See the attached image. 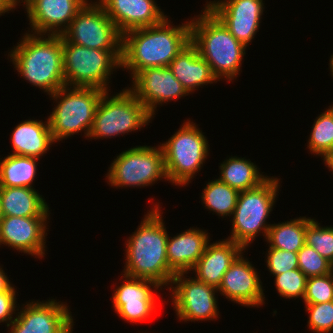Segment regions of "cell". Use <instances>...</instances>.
<instances>
[{
  "label": "cell",
  "instance_id": "cell-42",
  "mask_svg": "<svg viewBox=\"0 0 333 333\" xmlns=\"http://www.w3.org/2000/svg\"><path fill=\"white\" fill-rule=\"evenodd\" d=\"M17 7L18 6H22L21 5V2L23 1V0H11Z\"/></svg>",
  "mask_w": 333,
  "mask_h": 333
},
{
  "label": "cell",
  "instance_id": "cell-31",
  "mask_svg": "<svg viewBox=\"0 0 333 333\" xmlns=\"http://www.w3.org/2000/svg\"><path fill=\"white\" fill-rule=\"evenodd\" d=\"M305 244L333 263V226H321L313 219L306 226Z\"/></svg>",
  "mask_w": 333,
  "mask_h": 333
},
{
  "label": "cell",
  "instance_id": "cell-10",
  "mask_svg": "<svg viewBox=\"0 0 333 333\" xmlns=\"http://www.w3.org/2000/svg\"><path fill=\"white\" fill-rule=\"evenodd\" d=\"M113 188H141L167 179L163 150L160 145H139L122 151L110 164L105 174Z\"/></svg>",
  "mask_w": 333,
  "mask_h": 333
},
{
  "label": "cell",
  "instance_id": "cell-27",
  "mask_svg": "<svg viewBox=\"0 0 333 333\" xmlns=\"http://www.w3.org/2000/svg\"><path fill=\"white\" fill-rule=\"evenodd\" d=\"M39 158L9 154L0 158V187L34 188Z\"/></svg>",
  "mask_w": 333,
  "mask_h": 333
},
{
  "label": "cell",
  "instance_id": "cell-35",
  "mask_svg": "<svg viewBox=\"0 0 333 333\" xmlns=\"http://www.w3.org/2000/svg\"><path fill=\"white\" fill-rule=\"evenodd\" d=\"M309 314L307 326L314 333H331L333 331V301L319 304H305Z\"/></svg>",
  "mask_w": 333,
  "mask_h": 333
},
{
  "label": "cell",
  "instance_id": "cell-16",
  "mask_svg": "<svg viewBox=\"0 0 333 333\" xmlns=\"http://www.w3.org/2000/svg\"><path fill=\"white\" fill-rule=\"evenodd\" d=\"M128 88L155 117L158 105L190 95L169 67H154L139 71ZM163 103V104H162Z\"/></svg>",
  "mask_w": 333,
  "mask_h": 333
},
{
  "label": "cell",
  "instance_id": "cell-8",
  "mask_svg": "<svg viewBox=\"0 0 333 333\" xmlns=\"http://www.w3.org/2000/svg\"><path fill=\"white\" fill-rule=\"evenodd\" d=\"M62 52L65 85L110 91L111 74L121 68L122 49L82 47L62 37Z\"/></svg>",
  "mask_w": 333,
  "mask_h": 333
},
{
  "label": "cell",
  "instance_id": "cell-18",
  "mask_svg": "<svg viewBox=\"0 0 333 333\" xmlns=\"http://www.w3.org/2000/svg\"><path fill=\"white\" fill-rule=\"evenodd\" d=\"M48 220L50 217L1 216L0 247L3 244L10 249L42 259L46 256Z\"/></svg>",
  "mask_w": 333,
  "mask_h": 333
},
{
  "label": "cell",
  "instance_id": "cell-37",
  "mask_svg": "<svg viewBox=\"0 0 333 333\" xmlns=\"http://www.w3.org/2000/svg\"><path fill=\"white\" fill-rule=\"evenodd\" d=\"M16 290L13 286L10 290L0 293V323H6L5 327H8L17 315L19 304L16 300Z\"/></svg>",
  "mask_w": 333,
  "mask_h": 333
},
{
  "label": "cell",
  "instance_id": "cell-26",
  "mask_svg": "<svg viewBox=\"0 0 333 333\" xmlns=\"http://www.w3.org/2000/svg\"><path fill=\"white\" fill-rule=\"evenodd\" d=\"M219 179L239 192L253 189L263 183L269 176L260 172V168L245 157L231 156L219 166Z\"/></svg>",
  "mask_w": 333,
  "mask_h": 333
},
{
  "label": "cell",
  "instance_id": "cell-5",
  "mask_svg": "<svg viewBox=\"0 0 333 333\" xmlns=\"http://www.w3.org/2000/svg\"><path fill=\"white\" fill-rule=\"evenodd\" d=\"M104 92L96 87L65 85L49 95L56 104L48 116L55 143L82 131L88 139L97 105Z\"/></svg>",
  "mask_w": 333,
  "mask_h": 333
},
{
  "label": "cell",
  "instance_id": "cell-39",
  "mask_svg": "<svg viewBox=\"0 0 333 333\" xmlns=\"http://www.w3.org/2000/svg\"><path fill=\"white\" fill-rule=\"evenodd\" d=\"M17 6L11 0H0V16L9 11H14ZM14 9V10H13Z\"/></svg>",
  "mask_w": 333,
  "mask_h": 333
},
{
  "label": "cell",
  "instance_id": "cell-40",
  "mask_svg": "<svg viewBox=\"0 0 333 333\" xmlns=\"http://www.w3.org/2000/svg\"><path fill=\"white\" fill-rule=\"evenodd\" d=\"M324 161V164L326 167H328V170L332 171L333 174V159H322Z\"/></svg>",
  "mask_w": 333,
  "mask_h": 333
},
{
  "label": "cell",
  "instance_id": "cell-13",
  "mask_svg": "<svg viewBox=\"0 0 333 333\" xmlns=\"http://www.w3.org/2000/svg\"><path fill=\"white\" fill-rule=\"evenodd\" d=\"M67 305L54 298L22 303L7 333H73L74 316Z\"/></svg>",
  "mask_w": 333,
  "mask_h": 333
},
{
  "label": "cell",
  "instance_id": "cell-20",
  "mask_svg": "<svg viewBox=\"0 0 333 333\" xmlns=\"http://www.w3.org/2000/svg\"><path fill=\"white\" fill-rule=\"evenodd\" d=\"M123 35L161 23L167 15L155 0H97Z\"/></svg>",
  "mask_w": 333,
  "mask_h": 333
},
{
  "label": "cell",
  "instance_id": "cell-22",
  "mask_svg": "<svg viewBox=\"0 0 333 333\" xmlns=\"http://www.w3.org/2000/svg\"><path fill=\"white\" fill-rule=\"evenodd\" d=\"M206 230L190 227L167 240V259L170 269L175 273H191V269L203 255L211 240ZM210 239V240H209Z\"/></svg>",
  "mask_w": 333,
  "mask_h": 333
},
{
  "label": "cell",
  "instance_id": "cell-2",
  "mask_svg": "<svg viewBox=\"0 0 333 333\" xmlns=\"http://www.w3.org/2000/svg\"><path fill=\"white\" fill-rule=\"evenodd\" d=\"M160 202L153 203L143 220L126 240L123 273L137 278L150 279L167 289L176 275L168 265V233L163 221Z\"/></svg>",
  "mask_w": 333,
  "mask_h": 333
},
{
  "label": "cell",
  "instance_id": "cell-15",
  "mask_svg": "<svg viewBox=\"0 0 333 333\" xmlns=\"http://www.w3.org/2000/svg\"><path fill=\"white\" fill-rule=\"evenodd\" d=\"M263 0H207L205 6L225 25L229 32L249 48L259 31L265 11Z\"/></svg>",
  "mask_w": 333,
  "mask_h": 333
},
{
  "label": "cell",
  "instance_id": "cell-19",
  "mask_svg": "<svg viewBox=\"0 0 333 333\" xmlns=\"http://www.w3.org/2000/svg\"><path fill=\"white\" fill-rule=\"evenodd\" d=\"M88 0H23L34 34L62 35Z\"/></svg>",
  "mask_w": 333,
  "mask_h": 333
},
{
  "label": "cell",
  "instance_id": "cell-23",
  "mask_svg": "<svg viewBox=\"0 0 333 333\" xmlns=\"http://www.w3.org/2000/svg\"><path fill=\"white\" fill-rule=\"evenodd\" d=\"M169 68L189 94L219 81L191 42L171 61Z\"/></svg>",
  "mask_w": 333,
  "mask_h": 333
},
{
  "label": "cell",
  "instance_id": "cell-30",
  "mask_svg": "<svg viewBox=\"0 0 333 333\" xmlns=\"http://www.w3.org/2000/svg\"><path fill=\"white\" fill-rule=\"evenodd\" d=\"M314 119L307 148L322 159L333 150V104Z\"/></svg>",
  "mask_w": 333,
  "mask_h": 333
},
{
  "label": "cell",
  "instance_id": "cell-25",
  "mask_svg": "<svg viewBox=\"0 0 333 333\" xmlns=\"http://www.w3.org/2000/svg\"><path fill=\"white\" fill-rule=\"evenodd\" d=\"M50 207L39 191L27 187H0L1 216L49 217Z\"/></svg>",
  "mask_w": 333,
  "mask_h": 333
},
{
  "label": "cell",
  "instance_id": "cell-11",
  "mask_svg": "<svg viewBox=\"0 0 333 333\" xmlns=\"http://www.w3.org/2000/svg\"><path fill=\"white\" fill-rule=\"evenodd\" d=\"M61 36L82 47L122 49V34L96 0L86 2Z\"/></svg>",
  "mask_w": 333,
  "mask_h": 333
},
{
  "label": "cell",
  "instance_id": "cell-4",
  "mask_svg": "<svg viewBox=\"0 0 333 333\" xmlns=\"http://www.w3.org/2000/svg\"><path fill=\"white\" fill-rule=\"evenodd\" d=\"M202 10L191 19V43L219 81L231 82L242 72L247 47L205 5Z\"/></svg>",
  "mask_w": 333,
  "mask_h": 333
},
{
  "label": "cell",
  "instance_id": "cell-41",
  "mask_svg": "<svg viewBox=\"0 0 333 333\" xmlns=\"http://www.w3.org/2000/svg\"><path fill=\"white\" fill-rule=\"evenodd\" d=\"M329 68H330L331 75L333 77V54L331 55L330 60H329Z\"/></svg>",
  "mask_w": 333,
  "mask_h": 333
},
{
  "label": "cell",
  "instance_id": "cell-36",
  "mask_svg": "<svg viewBox=\"0 0 333 333\" xmlns=\"http://www.w3.org/2000/svg\"><path fill=\"white\" fill-rule=\"evenodd\" d=\"M266 252L265 262L272 277L298 268L297 253L276 248H268Z\"/></svg>",
  "mask_w": 333,
  "mask_h": 333
},
{
  "label": "cell",
  "instance_id": "cell-7",
  "mask_svg": "<svg viewBox=\"0 0 333 333\" xmlns=\"http://www.w3.org/2000/svg\"><path fill=\"white\" fill-rule=\"evenodd\" d=\"M160 146L167 179L172 185L180 187L192 182L210 154L207 137L198 124L189 119L184 120L181 127Z\"/></svg>",
  "mask_w": 333,
  "mask_h": 333
},
{
  "label": "cell",
  "instance_id": "cell-33",
  "mask_svg": "<svg viewBox=\"0 0 333 333\" xmlns=\"http://www.w3.org/2000/svg\"><path fill=\"white\" fill-rule=\"evenodd\" d=\"M297 255L298 268L307 278L322 276L332 272V263L306 244L297 252Z\"/></svg>",
  "mask_w": 333,
  "mask_h": 333
},
{
  "label": "cell",
  "instance_id": "cell-17",
  "mask_svg": "<svg viewBox=\"0 0 333 333\" xmlns=\"http://www.w3.org/2000/svg\"><path fill=\"white\" fill-rule=\"evenodd\" d=\"M245 252L243 251L224 273L218 292L233 303L248 308H260L265 305V289L257 269L244 257Z\"/></svg>",
  "mask_w": 333,
  "mask_h": 333
},
{
  "label": "cell",
  "instance_id": "cell-21",
  "mask_svg": "<svg viewBox=\"0 0 333 333\" xmlns=\"http://www.w3.org/2000/svg\"><path fill=\"white\" fill-rule=\"evenodd\" d=\"M245 249L230 239L207 243L203 255L191 269L195 278L218 289L224 273Z\"/></svg>",
  "mask_w": 333,
  "mask_h": 333
},
{
  "label": "cell",
  "instance_id": "cell-34",
  "mask_svg": "<svg viewBox=\"0 0 333 333\" xmlns=\"http://www.w3.org/2000/svg\"><path fill=\"white\" fill-rule=\"evenodd\" d=\"M333 301V273L307 278L304 304Z\"/></svg>",
  "mask_w": 333,
  "mask_h": 333
},
{
  "label": "cell",
  "instance_id": "cell-14",
  "mask_svg": "<svg viewBox=\"0 0 333 333\" xmlns=\"http://www.w3.org/2000/svg\"><path fill=\"white\" fill-rule=\"evenodd\" d=\"M120 286L113 289L112 303L118 317L128 323L144 322L157 314V293L162 290L157 282L121 274ZM123 277V278H122ZM159 292H158V291ZM156 293V294H155Z\"/></svg>",
  "mask_w": 333,
  "mask_h": 333
},
{
  "label": "cell",
  "instance_id": "cell-28",
  "mask_svg": "<svg viewBox=\"0 0 333 333\" xmlns=\"http://www.w3.org/2000/svg\"><path fill=\"white\" fill-rule=\"evenodd\" d=\"M311 217H299L277 224L268 229L266 242L269 248L282 249L297 253L305 245L306 226L313 220Z\"/></svg>",
  "mask_w": 333,
  "mask_h": 333
},
{
  "label": "cell",
  "instance_id": "cell-24",
  "mask_svg": "<svg viewBox=\"0 0 333 333\" xmlns=\"http://www.w3.org/2000/svg\"><path fill=\"white\" fill-rule=\"evenodd\" d=\"M12 153L14 155L42 158L55 143L49 120L28 119L14 127L10 136Z\"/></svg>",
  "mask_w": 333,
  "mask_h": 333
},
{
  "label": "cell",
  "instance_id": "cell-38",
  "mask_svg": "<svg viewBox=\"0 0 333 333\" xmlns=\"http://www.w3.org/2000/svg\"><path fill=\"white\" fill-rule=\"evenodd\" d=\"M3 267L0 266V293L10 290L14 285L10 282Z\"/></svg>",
  "mask_w": 333,
  "mask_h": 333
},
{
  "label": "cell",
  "instance_id": "cell-43",
  "mask_svg": "<svg viewBox=\"0 0 333 333\" xmlns=\"http://www.w3.org/2000/svg\"><path fill=\"white\" fill-rule=\"evenodd\" d=\"M323 159H333V150L327 156H325Z\"/></svg>",
  "mask_w": 333,
  "mask_h": 333
},
{
  "label": "cell",
  "instance_id": "cell-29",
  "mask_svg": "<svg viewBox=\"0 0 333 333\" xmlns=\"http://www.w3.org/2000/svg\"><path fill=\"white\" fill-rule=\"evenodd\" d=\"M239 191L233 189L219 178L208 181L201 193L202 204L212 214L216 213L219 217L231 218L237 205Z\"/></svg>",
  "mask_w": 333,
  "mask_h": 333
},
{
  "label": "cell",
  "instance_id": "cell-9",
  "mask_svg": "<svg viewBox=\"0 0 333 333\" xmlns=\"http://www.w3.org/2000/svg\"><path fill=\"white\" fill-rule=\"evenodd\" d=\"M125 88L114 95L109 94L111 91L102 94L88 139L103 140L128 135L151 123L154 117L135 94L128 87Z\"/></svg>",
  "mask_w": 333,
  "mask_h": 333
},
{
  "label": "cell",
  "instance_id": "cell-3",
  "mask_svg": "<svg viewBox=\"0 0 333 333\" xmlns=\"http://www.w3.org/2000/svg\"><path fill=\"white\" fill-rule=\"evenodd\" d=\"M19 41L8 53L18 76L47 95L64 87L62 36L25 32Z\"/></svg>",
  "mask_w": 333,
  "mask_h": 333
},
{
  "label": "cell",
  "instance_id": "cell-6",
  "mask_svg": "<svg viewBox=\"0 0 333 333\" xmlns=\"http://www.w3.org/2000/svg\"><path fill=\"white\" fill-rule=\"evenodd\" d=\"M280 186V178L269 176L258 187L240 192L230 220L231 234L227 239L245 250L261 233L266 240L268 229L272 225L268 224L267 219L275 206Z\"/></svg>",
  "mask_w": 333,
  "mask_h": 333
},
{
  "label": "cell",
  "instance_id": "cell-12",
  "mask_svg": "<svg viewBox=\"0 0 333 333\" xmlns=\"http://www.w3.org/2000/svg\"><path fill=\"white\" fill-rule=\"evenodd\" d=\"M186 274L188 273L176 274L168 288L172 296L169 300L172 299L173 310L179 321L195 323L220 318L218 289ZM215 293H218L217 296Z\"/></svg>",
  "mask_w": 333,
  "mask_h": 333
},
{
  "label": "cell",
  "instance_id": "cell-1",
  "mask_svg": "<svg viewBox=\"0 0 333 333\" xmlns=\"http://www.w3.org/2000/svg\"><path fill=\"white\" fill-rule=\"evenodd\" d=\"M168 16L159 24L133 29L122 35V71L132 79L139 71L169 67L171 61L191 42V18L174 25Z\"/></svg>",
  "mask_w": 333,
  "mask_h": 333
},
{
  "label": "cell",
  "instance_id": "cell-32",
  "mask_svg": "<svg viewBox=\"0 0 333 333\" xmlns=\"http://www.w3.org/2000/svg\"><path fill=\"white\" fill-rule=\"evenodd\" d=\"M274 277V286L280 297L284 299L295 298V300L301 298L303 300L307 277L299 268L275 275Z\"/></svg>",
  "mask_w": 333,
  "mask_h": 333
}]
</instances>
